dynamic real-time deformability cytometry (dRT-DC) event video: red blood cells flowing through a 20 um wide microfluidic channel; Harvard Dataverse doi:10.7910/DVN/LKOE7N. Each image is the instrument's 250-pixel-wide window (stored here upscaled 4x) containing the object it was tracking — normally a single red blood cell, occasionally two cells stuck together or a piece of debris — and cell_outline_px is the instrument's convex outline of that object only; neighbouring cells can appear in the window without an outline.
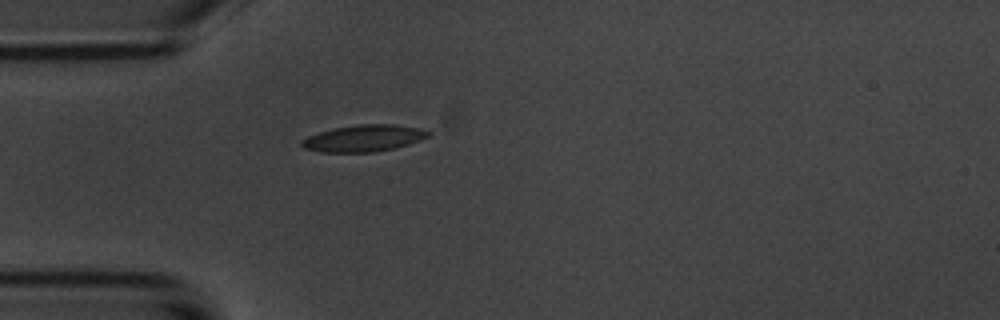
{"species": "common noctule bat (a hibernating species)", "species_latin": "Nyctalus noctula", "temperature_condition": "room temperature", "stored_images_in_passage": 40, "camera_frame_rate_fps": 3000, "um_per_image_px": 0.085, "animal": {"sex": "male", "body_mass_g": 20.1, "forearm_length_mm": 53.5}, "frame": {"image": 1, "passage_image": 1, "time_ms": 0.0, "image_size_px": [1000, 320], "cell_outline_px": [[432, 132], [428, 136], [420, 140], [396, 148], [372, 152], [320, 152], [304, 148], [300, 144], [300, 140], [308, 136], [332, 128], [360, 124], [396, 124], [416, 128]], "centroid_in_image_um": [30.89, 11.75], "position_along_channel_um": 54.1, "area_um2": 19.65}}
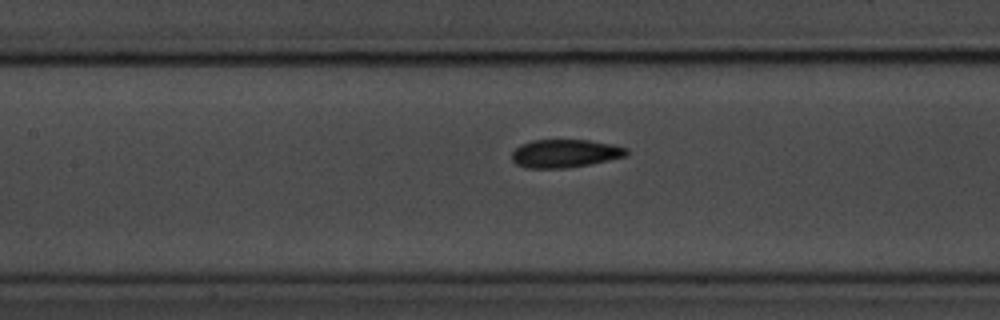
{"frame": {"image": 2, "passage_image": 10, "time_ms": 3.0, "image_size_px": [1000, 320], "cell_outline_px": [[628, 152], [624, 156], [592, 164], [568, 168], [528, 168], [516, 164], [512, 160], [512, 152], [520, 144], [532, 140], [588, 140], [612, 144], [628, 148]], "centroid_in_image_um": [48.01, 13.04], "position_along_channel_um": 159.4, "area_um2": 18.84}}
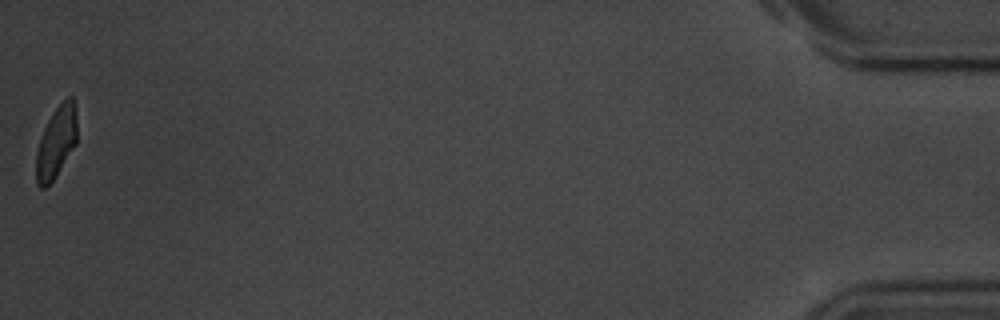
{"frame": {"image": 3, "passage_image": 40, "time_ms": 13.0, "image_size_px": [1000, 320], "cell_outline_px": [[76, 144], [52, 180], [44, 188], [40, 188], [36, 184], [36, 152], [40, 136], [52, 112], [68, 96], [72, 96], [76, 104]], "centroid_in_image_um": [4.77, 12.05], "position_along_channel_um": 430.4, "area_um2": 16.94}, "authors_computed_cell_mechanics": {"area_um2": 18.6405, "velocity_mm_per_s": 3.6852, "shape_relaxation_time_tau1_ms": 3.8586, "shape_relaxation_time_tau2_ms": 2.0833, "deformation_change_tau1": 0.1345, "deformation_change_tau2": 0.083}}